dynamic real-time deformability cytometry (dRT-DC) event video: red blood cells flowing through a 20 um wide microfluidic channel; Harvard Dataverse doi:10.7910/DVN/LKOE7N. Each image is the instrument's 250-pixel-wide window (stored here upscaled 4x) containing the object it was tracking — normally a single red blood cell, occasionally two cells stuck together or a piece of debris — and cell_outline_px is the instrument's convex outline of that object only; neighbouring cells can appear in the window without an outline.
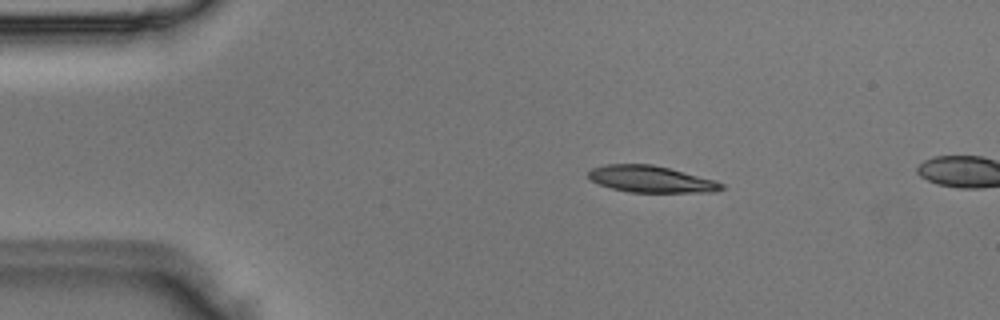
{"species": "Egyptian fruit bat (a non-hibernating species)", "species_latin": "Rousettus aegyptiacus", "temperature_condition": "room temperature", "stored_images_in_passage": 3, "camera_frame_rate_fps": 3000, "um_per_image_px": 0.085, "animal": {"sex": "male"}, "frame": {"image": 1, "passage_image": 2, "time_ms": 0.333, "image_size_px": [1000, 320], "cell_outline_px": [[724, 188], [712, 192], [628, 192], [612, 188], [600, 184], [592, 180], [588, 176], [588, 172], [592, 168], [604, 164], [652, 164], [716, 180], [724, 184]], "centroid_in_image_um": [55.34, 15.22], "position_along_channel_um": 29.7, "area_um2": 20.52}}